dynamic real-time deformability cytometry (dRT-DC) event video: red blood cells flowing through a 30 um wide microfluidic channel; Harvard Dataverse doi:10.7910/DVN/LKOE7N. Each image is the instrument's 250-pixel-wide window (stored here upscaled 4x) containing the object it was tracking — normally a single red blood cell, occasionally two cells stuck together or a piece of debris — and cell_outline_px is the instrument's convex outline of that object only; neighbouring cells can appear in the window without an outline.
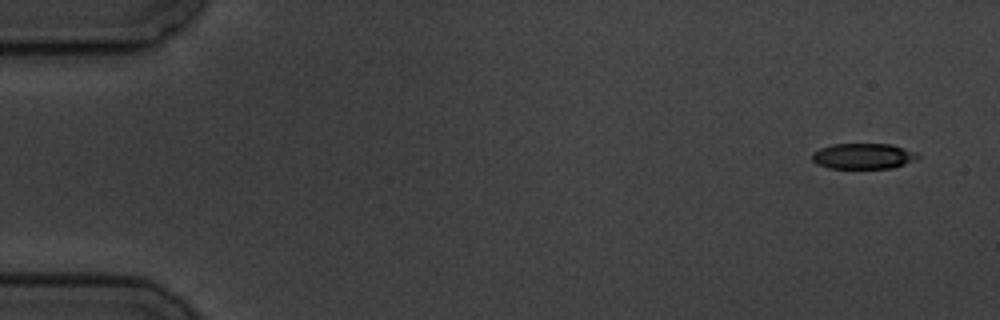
{"species": "common noctule bat (a hibernating species)", "species_latin": "Nyctalus noctula", "temperature_condition": "cold", "stored_images_in_passage": 4, "camera_frame_rate_fps": 3000, "um_per_image_px": 0.085, "animal": {"sex": "male", "body_mass_g": 19.5, "forearm_length_mm": 54.6}, "frame": {"image": 1, "passage_image": 1, "time_ms": 0.0, "image_size_px": [1000, 320], "cell_outline_px": [[920, 156], [916, 160], [892, 168], [828, 168], [816, 164], [812, 160], [812, 152], [820, 148], [832, 144], [892, 144], [916, 152]], "centroid_in_image_um": [73.36, 13.27], "position_along_channel_um": 11.6, "area_um2": 15.9}}
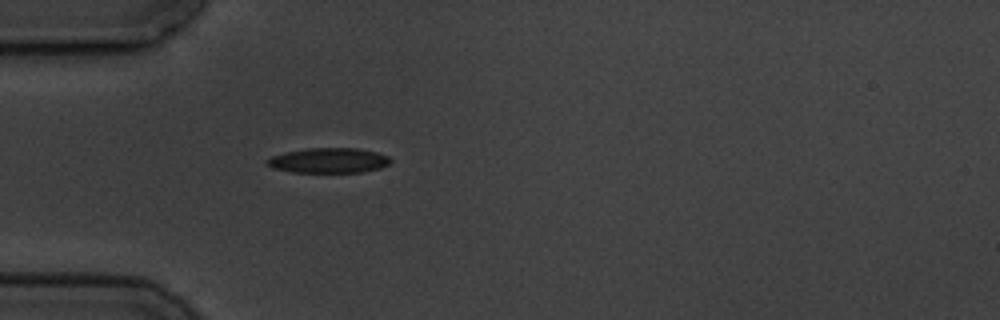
{"frame": {"image": 2, "passage_image": 4, "time_ms": 4.667, "image_size_px": [1000, 320], "cell_outline_px": [[392, 160], [388, 164], [380, 168], [360, 172], [292, 172], [272, 168], [264, 164], [264, 160], [272, 156], [288, 152], [308, 148], [356, 148], [376, 152], [388, 156]], "centroid_in_image_um": [27.9, 13.64], "position_along_channel_um": 57.1, "area_um2": 17.98}}